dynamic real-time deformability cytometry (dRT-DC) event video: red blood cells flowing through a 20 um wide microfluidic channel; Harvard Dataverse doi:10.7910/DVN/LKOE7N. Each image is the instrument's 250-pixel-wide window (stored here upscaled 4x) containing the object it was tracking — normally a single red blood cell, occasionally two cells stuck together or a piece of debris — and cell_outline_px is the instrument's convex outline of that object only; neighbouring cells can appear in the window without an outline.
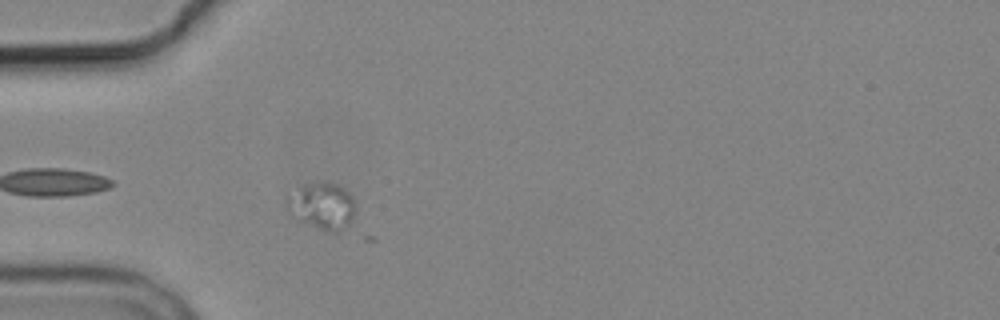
{"species": "common noctule bat (a hibernating species)", "species_latin": "Nyctalus noctula", "temperature_condition": "cold", "stored_images_in_passage": 1, "camera_frame_rate_fps": 3000, "um_per_image_px": 0.085, "animal": {"sex": "male", "body_mass_g": 19.2, "forearm_length_mm": 51.8}, "frame": {"image": 1, "passage_image": 1, "time_ms": 0.0, "image_size_px": [1000, 320], "cell_outline_px": [[356, 212], [348, 228], [340, 232], [324, 232], [296, 220], [284, 208], [284, 200], [300, 184], [316, 180], [324, 180], [336, 184], [344, 188], [352, 196], [356, 208]], "centroid_in_image_um": [27.34, 17.5], "position_along_channel_um": 57.7, "area_um2": 20.0}}